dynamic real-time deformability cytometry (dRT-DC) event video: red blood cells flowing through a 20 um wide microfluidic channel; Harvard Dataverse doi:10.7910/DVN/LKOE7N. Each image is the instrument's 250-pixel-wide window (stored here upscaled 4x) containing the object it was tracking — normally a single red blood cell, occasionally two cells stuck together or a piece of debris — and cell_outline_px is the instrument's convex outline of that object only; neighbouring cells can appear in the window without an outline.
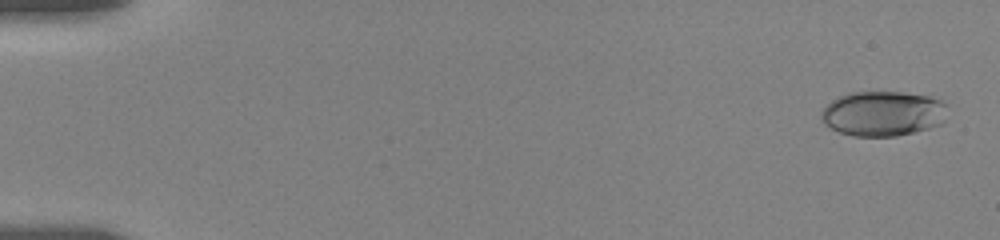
{"species": "human", "species_latin": "Homo sapiens", "temperature_condition": "room temperature", "stored_images_in_passage": 47, "camera_frame_rate_fps": 3000, "um_per_image_px": 0.085, "donor": {"sex": "female"}, "frame": {"image": 1, "passage_image": 1, "time_ms": 0.0, "image_size_px": [1000, 240], "cell_outline_px": [[948, 104], [944, 120], [940, 124], [928, 128], [896, 136], [852, 136], [840, 132], [824, 124], [820, 116], [820, 112], [836, 96], [848, 92], [900, 92], [928, 96], [940, 100]], "centroid_in_image_um": [75.03, 9.64], "position_along_channel_um": 10.0, "area_um2": 33.18}}
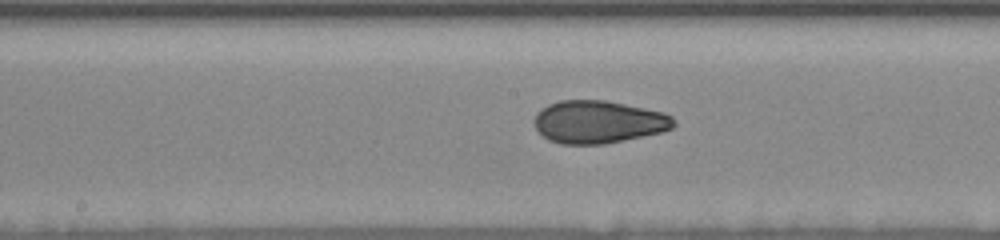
{"frame": {"image": 2, "passage_image": 25, "time_ms": 9.333, "image_size_px": [1000, 240], "cell_outline_px": [[676, 124], [672, 128], [660, 132], [624, 140], [604, 144], [560, 144], [548, 140], [536, 128], [536, 112], [548, 104], [560, 100], [604, 100], [664, 112], [672, 116], [676, 120]], "centroid_in_image_um": [50.88, 10.36], "position_along_channel_um": 197.3, "area_um2": 34.56}}
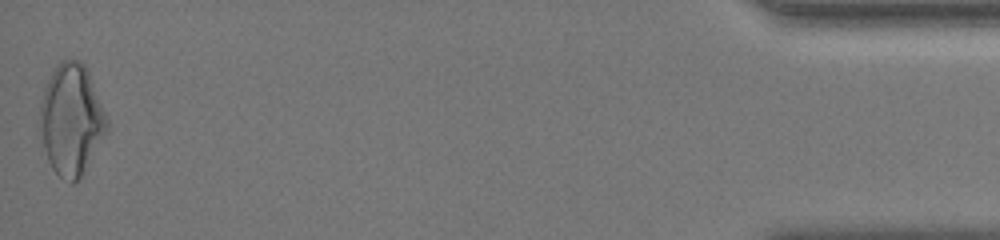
{"frame": {"image": 3, "passage_image": 47, "time_ms": 18.0, "image_size_px": [1000, 240], "cell_outline_px": [[108, 128], [80, 176], [72, 184], [60, 176], [52, 168], [48, 160], [36, 124], [40, 100], [44, 88], [56, 64], [60, 60], [80, 60], [84, 64], [88, 72], [108, 120]], "centroid_in_image_um": [6.0, 10.13], "position_along_channel_um": 429.2, "area_um2": 43.12}, "authors_computed_cell_mechanics": {"area_um2": 34.2754, "velocity_mm_per_s": 3.627, "shape_relaxation_time_tau1_ms": 8.8003, "shape_relaxation_time_tau2_ms": 1.4235, "deformation_change_tau1": 0.1915, "deformation_change_tau2": 0.0676}}